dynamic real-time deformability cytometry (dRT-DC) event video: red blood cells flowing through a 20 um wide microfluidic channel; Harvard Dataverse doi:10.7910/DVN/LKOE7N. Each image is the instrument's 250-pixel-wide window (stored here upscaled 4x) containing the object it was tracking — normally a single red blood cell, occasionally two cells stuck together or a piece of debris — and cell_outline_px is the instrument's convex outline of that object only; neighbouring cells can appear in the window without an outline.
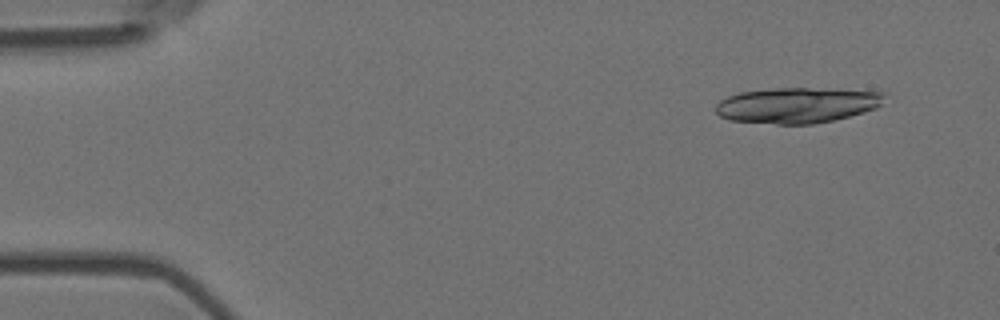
{"species": "Egyptian fruit bat (a non-hibernating species)", "species_latin": "Rousettus aegyptiacus", "temperature_condition": "room temperature", "stored_images_in_passage": 4, "camera_frame_rate_fps": 3000, "um_per_image_px": 0.085, "animal": {"sex": "female"}, "frame": {"image": 1, "passage_image": 1, "time_ms": 0.0, "image_size_px": [1000, 320], "cell_outline_px": [[884, 92], [880, 104], [876, 108], [864, 112], [832, 120], [812, 124], [776, 124], [732, 120], [720, 116], [716, 112], [716, 104], [720, 100], [728, 96], [740, 92], [776, 88], [808, 88]], "centroid_in_image_um": [67.71, 8.94], "position_along_channel_um": 17.3, "area_um2": 34.51}}